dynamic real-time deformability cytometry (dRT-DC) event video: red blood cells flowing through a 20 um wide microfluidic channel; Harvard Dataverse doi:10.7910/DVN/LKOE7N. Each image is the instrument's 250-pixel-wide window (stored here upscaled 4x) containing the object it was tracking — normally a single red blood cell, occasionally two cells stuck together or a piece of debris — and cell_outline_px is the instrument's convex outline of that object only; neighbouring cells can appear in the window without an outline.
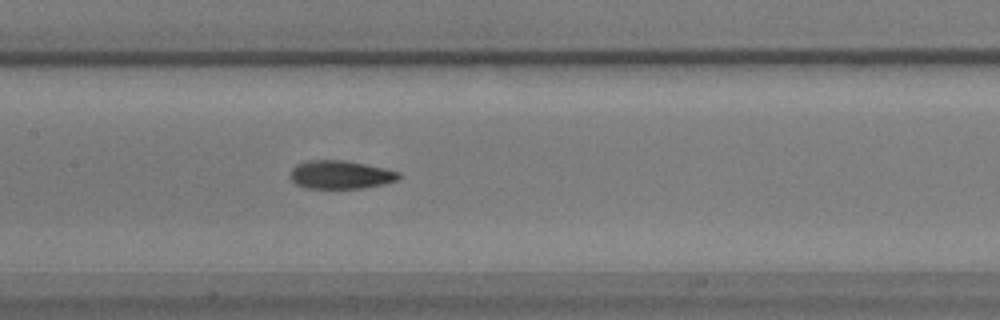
{"species": "common noctule bat (a hibernating species)", "species_latin": "Nyctalus noctula", "temperature_condition": "warm", "stored_images_in_passage": 41, "camera_frame_rate_fps": 3000, "um_per_image_px": 0.085, "animal": {"sex": "male", "body_mass_g": 17.9}, "frame": {"image": 1, "passage_image": 12, "time_ms": 3.667, "image_size_px": [1000, 320], "cell_outline_px": [[400, 176], [396, 180], [384, 184], [360, 188], [304, 188], [296, 184], [288, 176], [292, 168], [296, 164], [308, 160], [344, 160], [384, 168], [400, 172]], "centroid_in_image_um": [28.89, 14.85], "position_along_channel_um": 178.5, "area_um2": 17.92}}
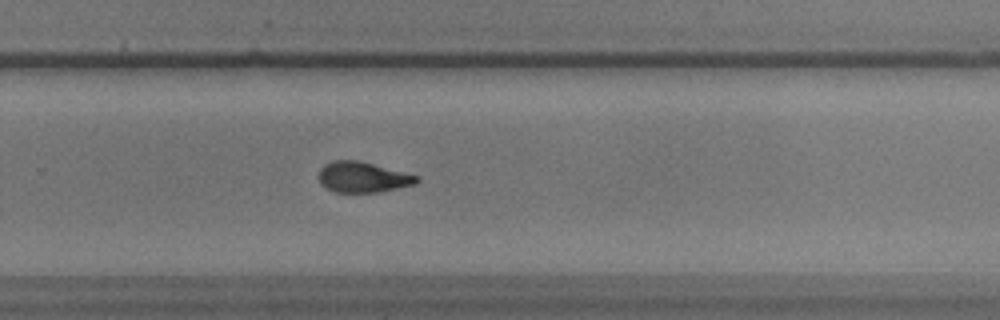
{"frame": {"image": 2, "passage_image": 22, "time_ms": 7.0, "image_size_px": [1000, 320], "cell_outline_px": [[420, 180], [416, 184], [376, 192], [336, 192], [320, 184], [320, 168], [324, 164], [332, 160], [360, 160], [420, 176]], "centroid_in_image_um": [30.86, 15.04], "position_along_channel_um": 298.9, "area_um2": 17.46}}
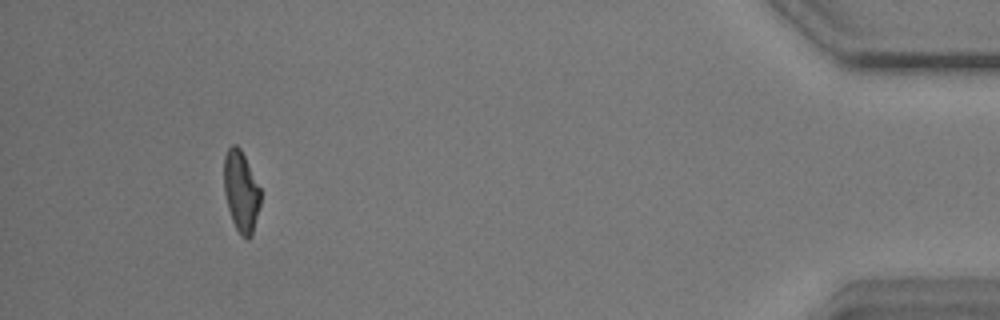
{"frame": {"image": 3, "passage_image": 37, "time_ms": 12.0, "image_size_px": [1000, 320], "cell_outline_px": [[260, 204], [252, 236], [248, 240], [236, 228], [232, 220], [228, 208], [224, 192], [224, 156], [228, 148], [232, 144], [236, 144], [240, 148], [260, 188]], "centroid_in_image_um": [20.48, 16.26], "position_along_channel_um": 414.7, "area_um2": 17.05}, "authors_computed_cell_mechanics": {"area_um2": 18.1492, "velocity_mm_per_s": 3.6283, "shape_relaxation_time_tau1_ms": 6.5177, "shape_relaxation_time_tau2_ms": 2.1585, "deformation_change_tau1": 0.1892, "deformation_change_tau2": 0.0922}}